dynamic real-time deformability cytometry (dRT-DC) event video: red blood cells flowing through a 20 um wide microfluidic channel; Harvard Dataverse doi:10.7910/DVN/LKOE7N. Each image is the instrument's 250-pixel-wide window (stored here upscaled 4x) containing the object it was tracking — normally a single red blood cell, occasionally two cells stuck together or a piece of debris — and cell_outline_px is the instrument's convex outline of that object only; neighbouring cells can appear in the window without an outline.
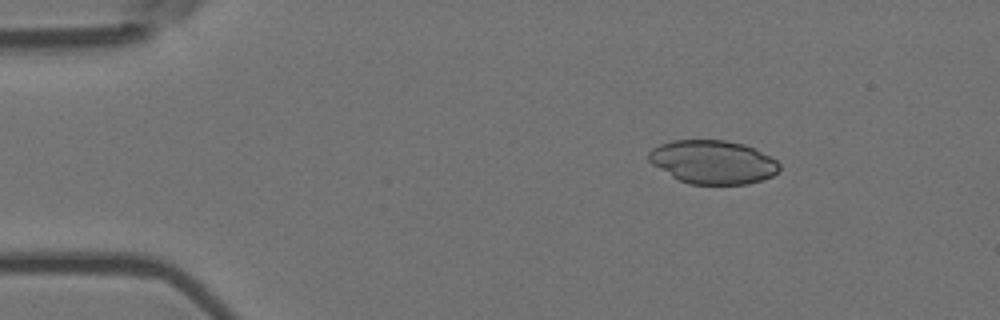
{"species": "Egyptian fruit bat (a non-hibernating species)", "species_latin": "Rousettus aegyptiacus", "temperature_condition": "room temperature", "stored_images_in_passage": 3, "camera_frame_rate_fps": 3000, "um_per_image_px": 0.085, "animal": {"sex": "female"}, "frame": {"image": 1, "passage_image": 1, "time_ms": 0.0, "image_size_px": [1000, 320], "cell_outline_px": [[780, 168], [772, 176], [764, 180], [748, 184], [688, 184], [672, 176], [652, 164], [648, 160], [648, 152], [652, 148], [660, 144], [672, 140], [724, 140], [744, 144], [776, 160], [780, 164]], "centroid_in_image_um": [60.58, 13.78], "position_along_channel_um": 24.4, "area_um2": 33.06}}